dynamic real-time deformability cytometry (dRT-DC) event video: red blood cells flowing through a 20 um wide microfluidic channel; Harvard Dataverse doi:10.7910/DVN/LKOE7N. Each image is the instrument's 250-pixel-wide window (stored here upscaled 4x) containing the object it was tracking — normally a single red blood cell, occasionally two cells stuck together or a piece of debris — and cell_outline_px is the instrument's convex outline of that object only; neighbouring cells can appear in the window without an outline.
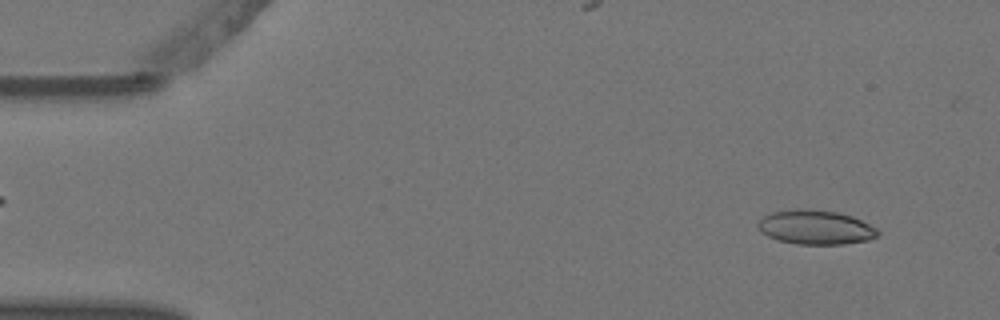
{"species": "Egyptian fruit bat (a non-hibernating species)", "species_latin": "Rousettus aegyptiacus", "temperature_condition": "warm", "stored_images_in_passage": 5, "camera_frame_rate_fps": 3000, "um_per_image_px": 0.085, "animal": {"sex": "female"}, "frame": {"image": 1, "passage_image": 1, "time_ms": 0.0, "image_size_px": [1000, 320], "cell_outline_px": [[880, 236], [868, 240], [844, 244], [796, 244], [776, 240], [760, 232], [756, 224], [764, 216], [772, 212], [796, 208], [812, 208], [836, 212], [852, 216], [876, 228], [880, 232]], "centroid_in_image_um": [69.31, 19.31], "position_along_channel_um": 15.7, "area_um2": 24.22}}
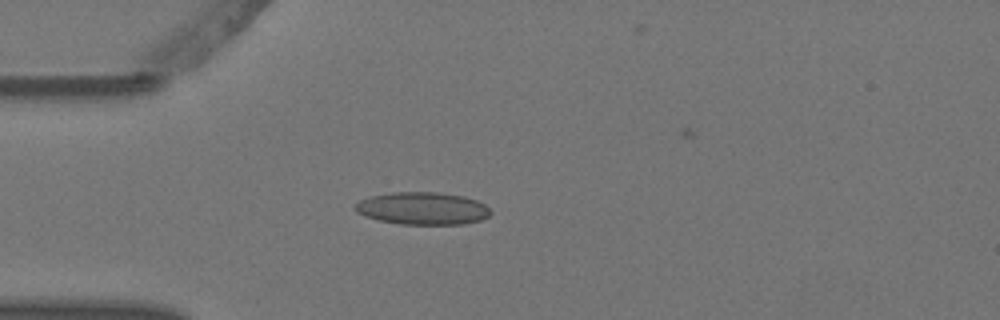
{"frame": {"image": 2, "passage_image": 4, "time_ms": 1.0, "image_size_px": [1000, 320], "cell_outline_px": [[492, 212], [488, 216], [480, 220], [464, 224], [400, 224], [380, 220], [364, 216], [356, 212], [352, 208], [360, 200], [372, 196], [392, 192], [440, 192], [464, 196], [476, 200], [484, 204]], "centroid_in_image_um": [35.91, 17.71], "position_along_channel_um": 49.1, "area_um2": 25.66}}